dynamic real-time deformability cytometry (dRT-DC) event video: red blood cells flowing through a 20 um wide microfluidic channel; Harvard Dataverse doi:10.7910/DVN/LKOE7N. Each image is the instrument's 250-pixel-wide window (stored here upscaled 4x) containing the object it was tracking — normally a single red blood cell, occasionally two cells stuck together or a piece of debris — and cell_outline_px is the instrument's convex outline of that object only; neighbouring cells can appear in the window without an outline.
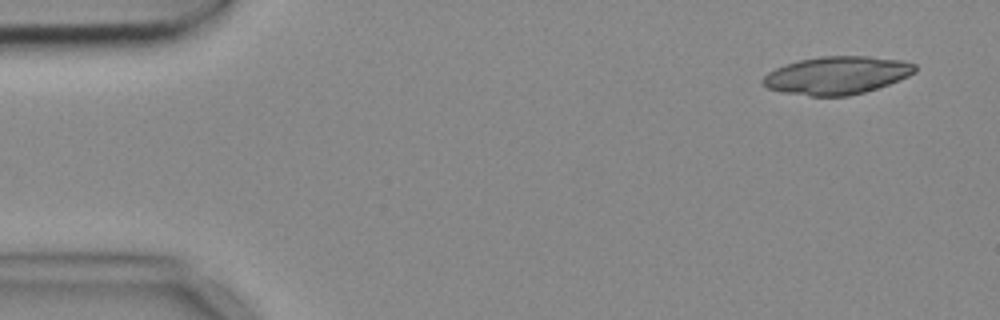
{"species": "common noctule bat (a hibernating species)", "species_latin": "Nyctalus noctula", "temperature_condition": "cold", "stored_images_in_passage": 4, "camera_frame_rate_fps": 3000, "um_per_image_px": 0.085, "animal": {"sex": "female", "body_mass_g": 18.4}, "frame": {"image": 1, "passage_image": 1, "time_ms": 0.0, "image_size_px": [1000, 320], "cell_outline_px": [[916, 72], [908, 76], [888, 84], [864, 92], [848, 96], [812, 96], [784, 92], [768, 88], [760, 84], [760, 80], [768, 72], [784, 64], [800, 60], [820, 56], [868, 56], [900, 60], [916, 64]], "centroid_in_image_um": [71.11, 6.4], "position_along_channel_um": 13.9, "area_um2": 33.52}}